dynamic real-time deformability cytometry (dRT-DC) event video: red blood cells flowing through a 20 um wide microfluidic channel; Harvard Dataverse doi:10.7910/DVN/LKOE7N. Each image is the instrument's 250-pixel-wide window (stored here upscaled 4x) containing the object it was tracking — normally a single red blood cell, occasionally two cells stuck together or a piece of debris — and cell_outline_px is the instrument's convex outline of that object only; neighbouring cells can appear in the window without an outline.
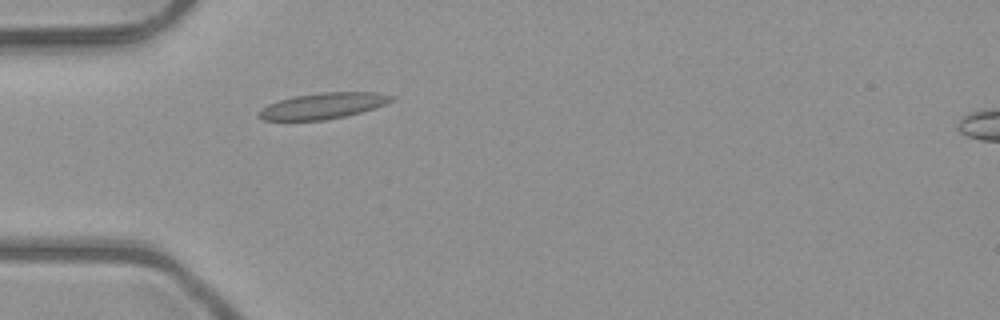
{"species": "common noctule bat (a hibernating species)", "species_latin": "Nyctalus noctula", "temperature_condition": "room temperature", "stored_images_in_passage": 37, "camera_frame_rate_fps": 3000, "um_per_image_px": 0.085, "animal": {"sex": "male", "body_mass_g": 23.1, "forearm_length_mm": 52.7}, "frame": {"image": 1, "passage_image": 1, "time_ms": 0.0, "image_size_px": [1000, 320], "cell_outline_px": [[396, 96], [392, 100], [376, 108], [344, 116], [324, 120], [264, 120], [256, 116], [256, 112], [260, 108], [268, 104], [292, 96], [320, 92], [376, 92]], "centroid_in_image_um": [27.41, 8.99], "position_along_channel_um": 57.6, "area_um2": 20.17}}
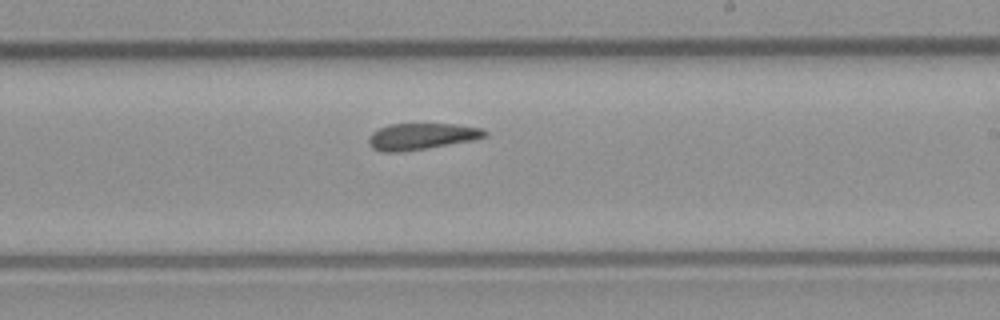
{"frame": {"image": 2, "passage_image": 16, "time_ms": 5.0, "image_size_px": [1000, 320], "cell_outline_px": [[488, 136], [472, 140], [428, 148], [404, 152], [380, 152], [372, 148], [368, 144], [368, 136], [372, 132], [388, 124], [456, 124], [484, 128], [488, 132]], "centroid_in_image_um": [35.82, 11.6], "position_along_channel_um": 253.2, "area_um2": 18.15}}
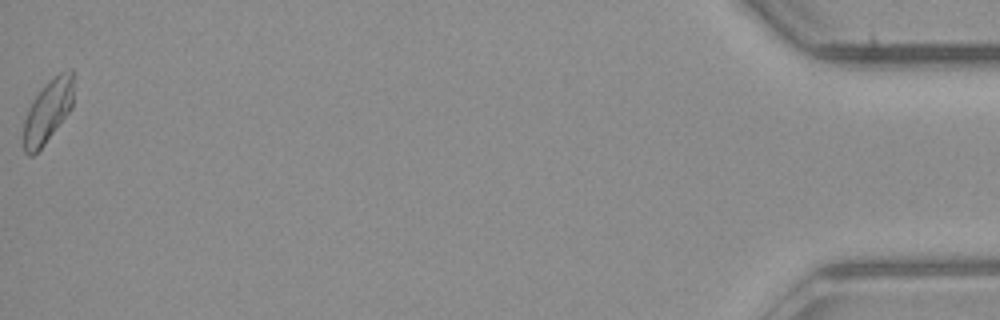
{"frame": {"image": 3, "passage_image": 37, "time_ms": 12.0, "image_size_px": [1000, 320], "cell_outline_px": [[72, 108], [44, 144], [32, 156], [28, 156], [24, 152], [24, 120], [28, 108], [36, 96], [60, 72], [72, 68]], "centroid_in_image_um": [4.05, 9.5], "position_along_channel_um": 431.1, "area_um2": 17.63}, "authors_computed_cell_mechanics": {"area_um2": 18.496, "velocity_mm_per_s": 4.003, "shape_relaxation_time_tau1_ms": 10.6924, "shape_relaxation_time_tau2_ms": 4.2115, "deformation_change_tau1": 0.1886, "deformation_change_tau2": 0.067}}